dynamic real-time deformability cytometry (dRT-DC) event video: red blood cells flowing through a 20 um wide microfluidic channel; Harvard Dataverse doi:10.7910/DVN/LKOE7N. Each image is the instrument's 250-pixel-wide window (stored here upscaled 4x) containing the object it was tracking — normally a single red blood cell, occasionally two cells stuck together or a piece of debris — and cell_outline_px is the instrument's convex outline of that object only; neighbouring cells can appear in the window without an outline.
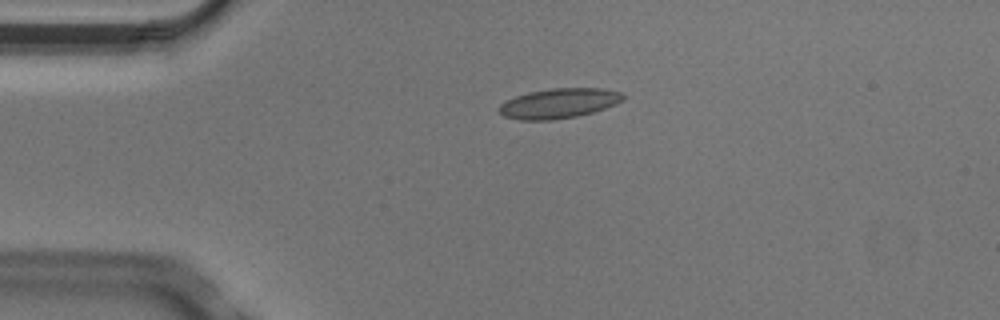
{"species": "Egyptian fruit bat (a non-hibernating species)", "species_latin": "Rousettus aegyptiacus", "temperature_condition": "cold", "stored_images_in_passage": 3, "camera_frame_rate_fps": 3000, "um_per_image_px": 0.085, "animal": {"sex": "male"}, "frame": {"image": 1, "passage_image": 2, "time_ms": 0.333, "image_size_px": [1000, 320], "cell_outline_px": [[624, 100], [616, 104], [592, 112], [576, 116], [552, 120], [520, 120], [504, 116], [500, 112], [500, 104], [516, 96], [528, 92], [552, 88], [600, 88], [620, 92], [624, 96]], "centroid_in_image_um": [47.51, 8.78], "position_along_channel_um": 37.5, "area_um2": 21.39}}